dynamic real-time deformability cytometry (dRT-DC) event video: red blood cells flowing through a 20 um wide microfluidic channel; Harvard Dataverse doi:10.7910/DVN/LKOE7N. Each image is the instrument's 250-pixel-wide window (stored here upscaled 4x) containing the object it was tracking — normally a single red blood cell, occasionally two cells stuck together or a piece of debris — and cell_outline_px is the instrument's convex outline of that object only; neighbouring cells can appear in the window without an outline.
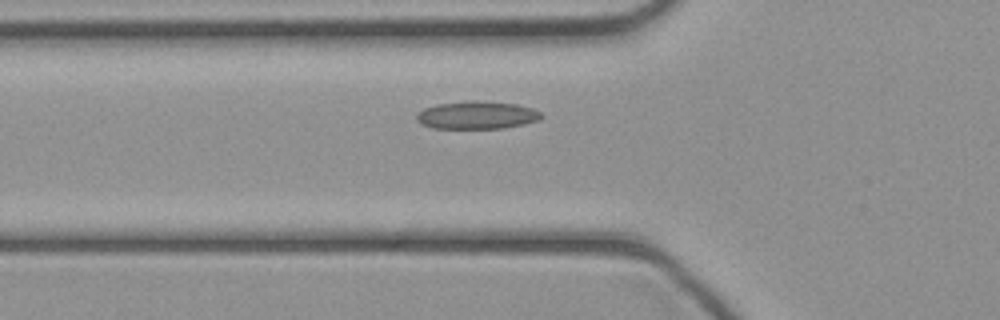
{"species": "common noctule bat (a hibernating species)", "species_latin": "Nyctalus noctula", "temperature_condition": "cold", "stored_images_in_passage": 33, "camera_frame_rate_fps": 3000, "um_per_image_px": 0.085, "animal": {"sex": "female", "body_mass_g": 21.9}, "frame": {"image": 1, "passage_image": 5, "time_ms": 1.333, "image_size_px": [1000, 320], "cell_outline_px": [[544, 116], [540, 120], [524, 124], [504, 128], [432, 128], [420, 124], [416, 120], [416, 116], [424, 108], [436, 104], [476, 100], [516, 104], [532, 108], [540, 112]], "centroid_in_image_um": [40.54, 9.79], "position_along_channel_um": 85.3, "area_um2": 20.23}}
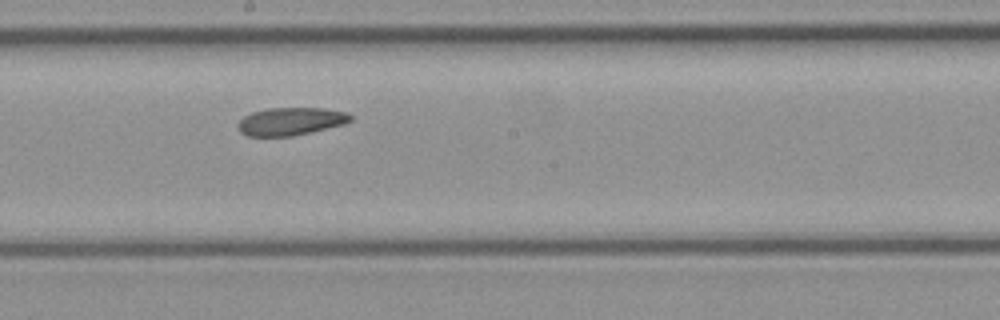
{"frame": {"image": 2, "passage_image": 14, "time_ms": 4.333, "image_size_px": [1000, 320], "cell_outline_px": [[352, 120], [344, 124], [292, 136], [244, 136], [236, 128], [236, 124], [244, 116], [252, 112], [268, 108], [324, 108], [348, 112], [352, 116]], "centroid_in_image_um": [24.68, 10.31], "position_along_channel_um": 223.5, "area_um2": 18.38}}
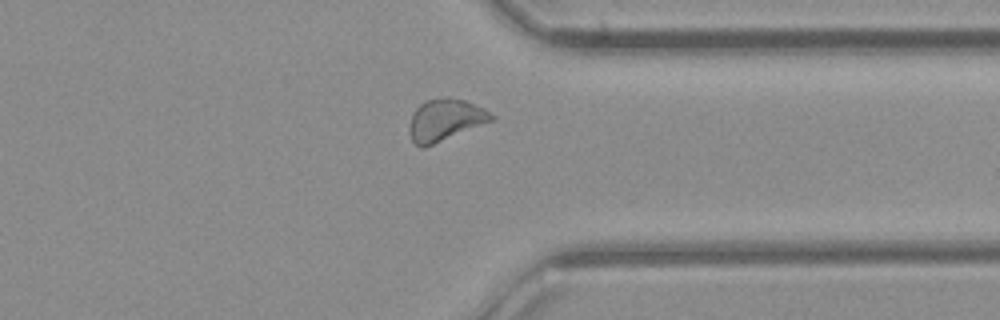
{"frame": {"image": 3, "passage_image": 24, "time_ms": 7.667, "image_size_px": [1000, 320], "cell_outline_px": [[492, 120], [424, 148], [420, 148], [412, 140], [408, 132], [408, 124], [416, 108], [424, 100], [444, 96], [448, 96], [464, 100], [484, 108], [492, 116]], "centroid_in_image_um": [37.76, 10.18], "position_along_channel_um": 373.6, "area_um2": 19.88}}